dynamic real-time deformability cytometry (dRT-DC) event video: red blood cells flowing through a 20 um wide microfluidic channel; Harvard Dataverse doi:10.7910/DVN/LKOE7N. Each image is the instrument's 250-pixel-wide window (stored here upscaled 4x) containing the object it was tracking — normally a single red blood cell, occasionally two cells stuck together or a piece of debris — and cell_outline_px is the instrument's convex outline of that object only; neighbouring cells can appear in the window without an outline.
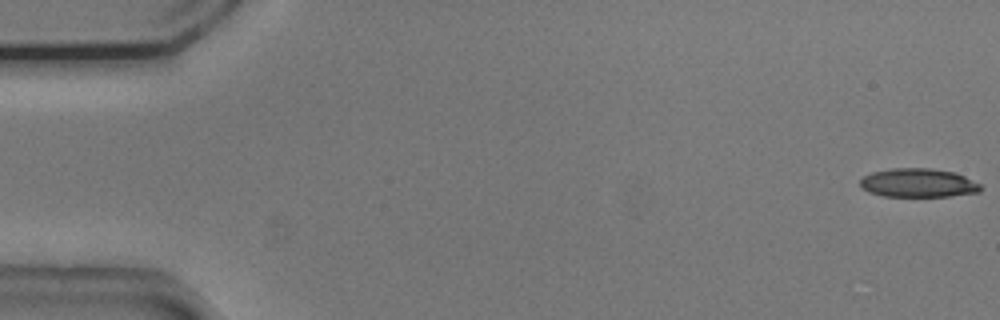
{"species": "common noctule bat (a hibernating species)", "species_latin": "Nyctalus noctula", "temperature_condition": "cold", "stored_images_in_passage": 17, "camera_frame_rate_fps": 3000, "um_per_image_px": 0.085, "animal": {"sex": "male", "body_mass_g": 20.5, "forearm_length_mm": 52.5}, "frame": {"image": 1, "passage_image": 1, "time_ms": 0.0, "image_size_px": [1000, 320], "cell_outline_px": [[980, 192], [952, 196], [884, 196], [868, 192], [860, 188], [860, 180], [864, 176], [872, 172], [892, 168], [928, 168], [952, 172], [964, 176], [980, 184]], "centroid_in_image_um": [78.01, 15.55], "position_along_channel_um": 7.0, "area_um2": 20.11}}
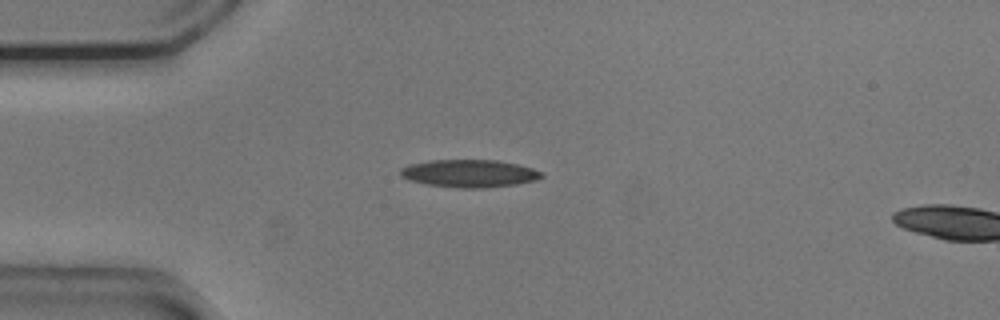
{"frame": {"image": 2, "passage_image": 14, "time_ms": 4.333, "image_size_px": [1000, 320], "cell_outline_px": [[544, 176], [536, 180], [516, 184], [484, 188], [456, 188], [428, 184], [408, 180], [400, 176], [400, 168], [408, 164], [428, 160], [496, 160], [516, 164], [532, 168], [544, 172]], "centroid_in_image_um": [39.87, 14.74], "position_along_channel_um": 45.1, "area_um2": 22.89}}